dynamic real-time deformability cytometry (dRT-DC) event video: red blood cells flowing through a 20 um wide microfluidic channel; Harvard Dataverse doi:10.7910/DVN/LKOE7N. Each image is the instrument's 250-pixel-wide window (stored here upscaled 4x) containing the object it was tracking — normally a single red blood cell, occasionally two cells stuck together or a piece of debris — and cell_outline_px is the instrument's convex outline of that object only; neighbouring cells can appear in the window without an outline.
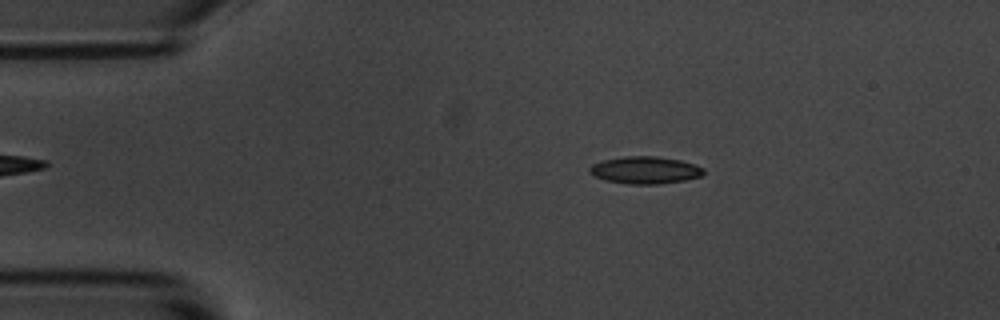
{"species": "common noctule bat (a hibernating species)", "species_latin": "Nyctalus noctula", "temperature_condition": "room temperature", "stored_images_in_passage": 6, "camera_frame_rate_fps": 3000, "um_per_image_px": 0.085, "animal": {"sex": "male", "body_mass_g": 20.1, "forearm_length_mm": 53.5}, "frame": {"image": 1, "passage_image": 2, "time_ms": 1.0, "image_size_px": [1000, 320], "cell_outline_px": [[704, 172], [700, 176], [684, 180], [656, 184], [628, 184], [604, 180], [592, 176], [588, 172], [588, 168], [592, 164], [604, 160], [624, 156], [656, 156], [680, 160], [704, 168]], "centroid_in_image_um": [54.76, 14.46], "position_along_channel_um": 30.2, "area_um2": 18.09}}
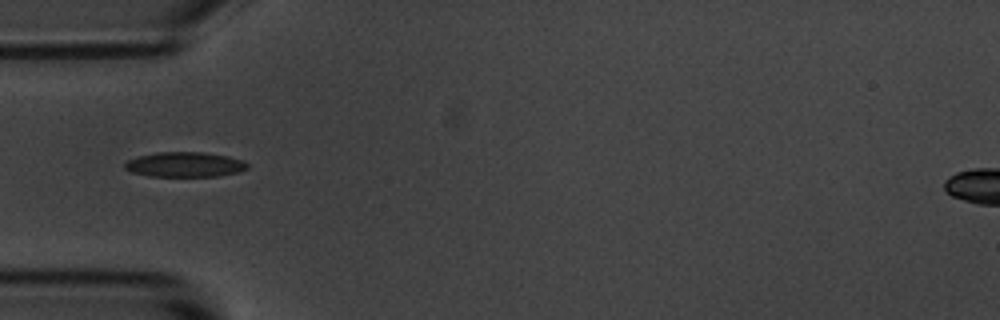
{"frame": {"image": 2, "passage_image": 4, "time_ms": 3.333, "image_size_px": [1000, 320], "cell_outline_px": [[248, 168], [236, 172], [216, 176], [148, 176], [132, 172], [124, 168], [124, 164], [128, 160], [140, 156], [156, 152], [204, 152], [228, 156], [244, 160], [248, 164]], "centroid_in_image_um": [15.71, 13.98], "position_along_channel_um": 69.3, "area_um2": 17.74}}
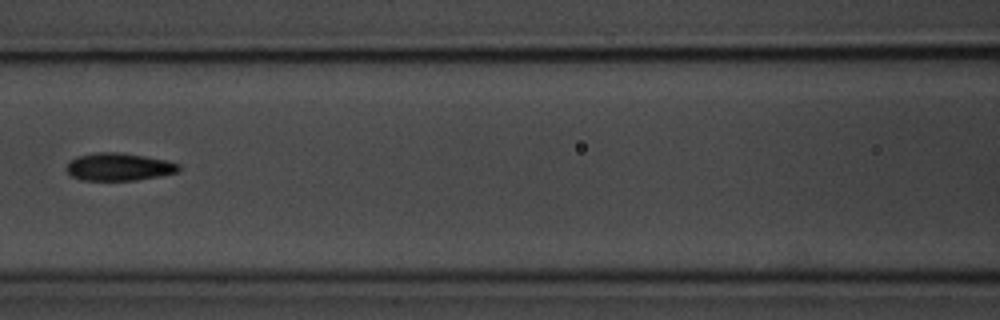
{"frame": {"image": 3, "passage_image": 6, "time_ms": 5.667, "image_size_px": [1000, 320], "cell_outline_px": [[180, 168], [176, 172], [160, 176], [136, 180], [80, 180], [72, 176], [64, 168], [68, 160], [76, 156], [92, 152], [120, 152], [168, 160], [180, 164]], "centroid_in_image_um": [10.05, 14.17], "position_along_channel_um": 156.5, "area_um2": 18.38}}